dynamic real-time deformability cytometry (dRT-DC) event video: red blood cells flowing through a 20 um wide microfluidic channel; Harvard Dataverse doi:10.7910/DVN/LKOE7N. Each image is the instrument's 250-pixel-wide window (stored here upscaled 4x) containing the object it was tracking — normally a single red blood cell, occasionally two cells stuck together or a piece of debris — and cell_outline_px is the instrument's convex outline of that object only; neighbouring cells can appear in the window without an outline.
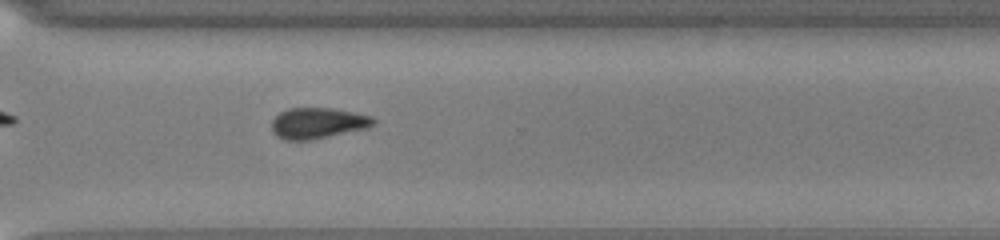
{"species": "common noctule bat (a hibernating species)", "species_latin": "Nyctalus noctula", "temperature_condition": "cold", "stored_images_in_passage": 36, "camera_frame_rate_fps": 3000, "um_per_image_px": 0.085, "animal": {"sex": "male", "body_mass_g": 13.0, "forearm_length_mm": 53.1}, "frame": {"image": 1, "passage_image": 22, "time_ms": 7.0, "image_size_px": [1000, 240], "cell_outline_px": [[368, 120], [364, 124], [328, 132], [304, 136], [292, 136], [280, 132], [276, 128], [276, 124], [284, 116], [292, 112], [328, 112], [356, 116]], "centroid_in_image_um": [26.87, 10.45], "position_along_channel_um": 343.7, "area_um2": 11.27}}
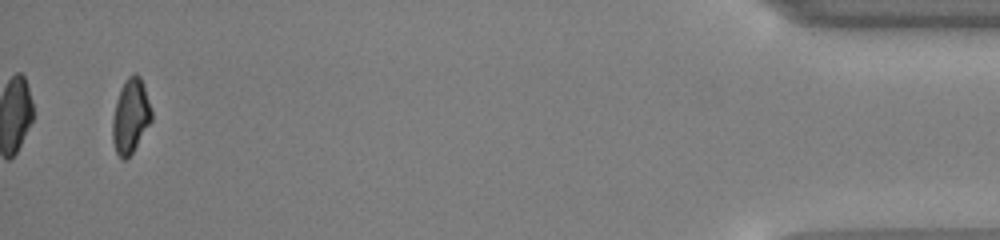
{"frame": {"image": 2, "passage_image": 34, "time_ms": 11.0, "image_size_px": [1000, 240], "cell_outline_px": [[148, 120], [132, 148], [124, 156], [116, 148], [116, 112], [124, 88], [136, 76], [140, 80], [148, 108]], "centroid_in_image_um": [11.12, 9.87], "position_along_channel_um": 424.1, "area_um2": 12.48}}